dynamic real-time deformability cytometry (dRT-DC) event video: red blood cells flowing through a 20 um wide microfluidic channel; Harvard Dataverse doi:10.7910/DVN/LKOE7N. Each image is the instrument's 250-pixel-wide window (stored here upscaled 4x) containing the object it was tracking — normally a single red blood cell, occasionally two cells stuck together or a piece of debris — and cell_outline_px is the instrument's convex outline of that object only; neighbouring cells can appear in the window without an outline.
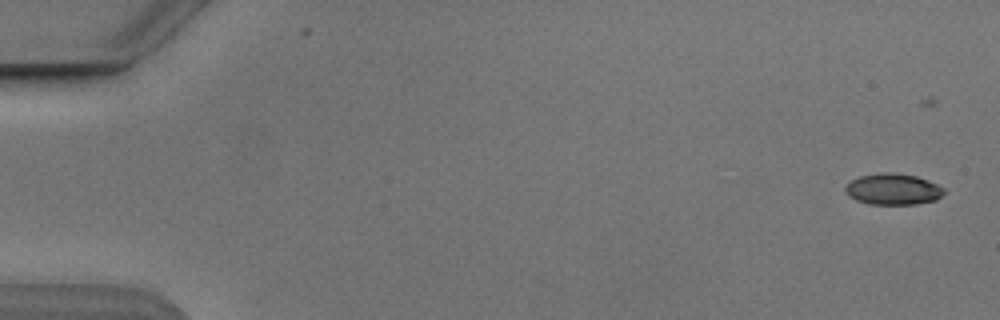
{"species": "Egyptian fruit bat (a non-hibernating species)", "species_latin": "Rousettus aegyptiacus", "temperature_condition": "cold", "stored_images_in_passage": 5, "camera_frame_rate_fps": 3000, "um_per_image_px": 0.085, "animal": {"sex": "male"}, "frame": {"image": 1, "passage_image": 1, "time_ms": 0.0, "image_size_px": [1000, 320], "cell_outline_px": [[944, 192], [936, 200], [916, 204], [868, 204], [856, 200], [848, 196], [844, 192], [844, 188], [852, 180], [860, 176], [880, 172], [892, 172], [916, 176], [928, 180], [944, 188]], "centroid_in_image_um": [75.88, 16.08], "position_along_channel_um": 9.1, "area_um2": 17.98}}
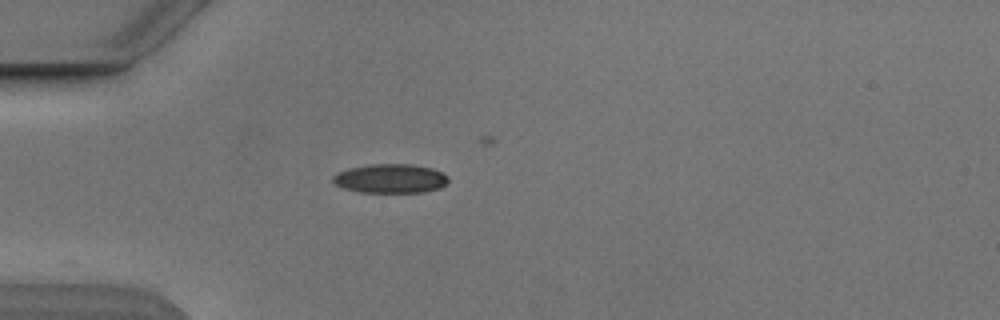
{"frame": {"image": 2, "passage_image": 5, "time_ms": 4.667, "image_size_px": [1000, 320], "cell_outline_px": [[448, 180], [440, 188], [420, 192], [360, 192], [344, 188], [336, 184], [332, 180], [332, 176], [348, 168], [368, 164], [412, 164], [432, 168], [444, 172], [448, 176]], "centroid_in_image_um": [33.2, 15.16], "position_along_channel_um": 51.8, "area_um2": 19.54}}